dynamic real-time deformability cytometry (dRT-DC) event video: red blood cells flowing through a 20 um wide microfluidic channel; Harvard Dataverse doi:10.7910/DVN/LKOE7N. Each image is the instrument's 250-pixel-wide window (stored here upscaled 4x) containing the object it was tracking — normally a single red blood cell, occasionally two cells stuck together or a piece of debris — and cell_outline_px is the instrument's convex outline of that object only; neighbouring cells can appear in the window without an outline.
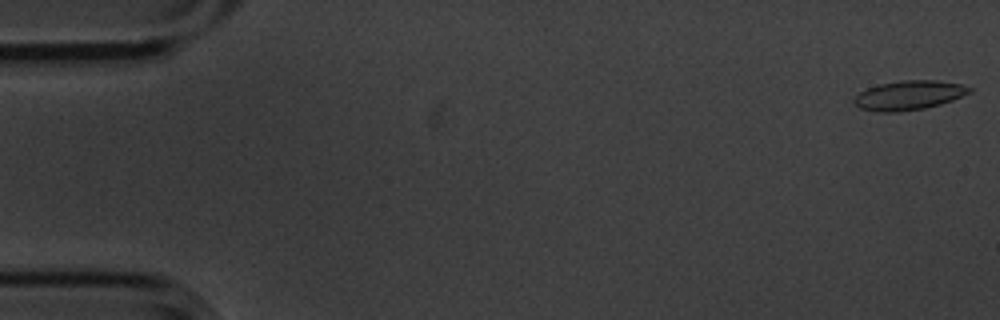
{"species": "common noctule bat (a hibernating species)", "species_latin": "Nyctalus noctula", "temperature_condition": "cold", "stored_images_in_passage": 15, "camera_frame_rate_fps": 3000, "um_per_image_px": 0.085, "animal": {"sex": "male", "body_mass_g": 20.1, "forearm_length_mm": 53.5}, "frame": {"image": 1, "passage_image": 1, "time_ms": 0.0, "image_size_px": [1000, 320], "cell_outline_px": [[972, 92], [952, 100], [940, 104], [924, 108], [896, 112], [880, 112], [860, 108], [852, 100], [860, 92], [868, 88], [880, 84], [900, 80], [936, 80], [960, 84], [972, 88]], "centroid_in_image_um": [77.27, 8.09], "position_along_channel_um": 7.7, "area_um2": 19.54}}
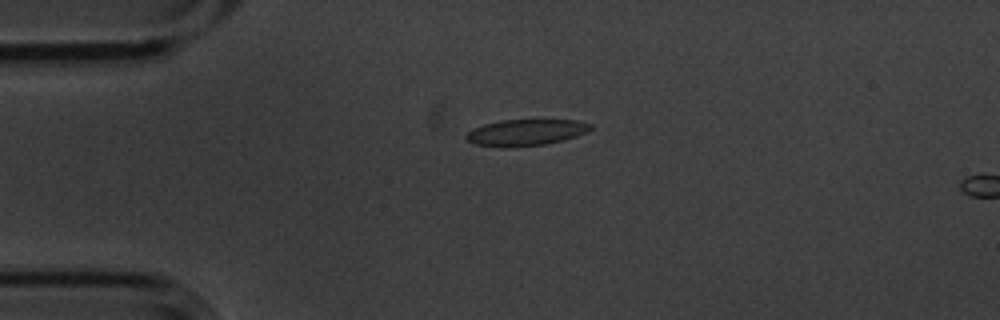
{"frame": {"image": 2, "passage_image": 13, "time_ms": 4.0, "image_size_px": [1000, 320], "cell_outline_px": [[592, 128], [576, 136], [564, 140], [544, 144], [500, 148], [476, 144], [464, 140], [464, 136], [468, 132], [484, 124], [500, 120], [576, 120], [592, 124]], "centroid_in_image_um": [44.66, 11.26], "position_along_channel_um": 40.3, "area_um2": 19.02}}